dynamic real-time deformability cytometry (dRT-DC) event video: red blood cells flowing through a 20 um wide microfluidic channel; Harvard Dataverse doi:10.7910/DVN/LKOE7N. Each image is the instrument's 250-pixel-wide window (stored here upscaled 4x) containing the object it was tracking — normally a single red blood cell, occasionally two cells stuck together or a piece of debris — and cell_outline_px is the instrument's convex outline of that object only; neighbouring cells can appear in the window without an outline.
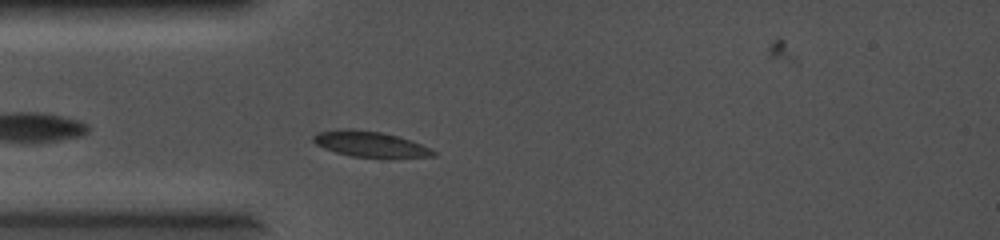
{"species": "common noctule bat (a hibernating species)", "species_latin": "Nyctalus noctula", "temperature_condition": "cold", "stored_images_in_passage": 18, "camera_frame_rate_fps": 5000, "um_per_image_px": 0.085, "animal": {"sex": "female", "body_mass_g": 19.0, "forearm_length_mm": 56.7}, "frame": {"image": 1, "passage_image": 4, "time_ms": 0.6, "image_size_px": [1000, 240], "cell_outline_px": [[436, 156], [352, 156], [336, 152], [324, 148], [316, 144], [312, 140], [312, 136], [320, 132], [348, 128], [352, 128], [380, 132], [400, 136], [432, 148], [436, 152]], "centroid_in_image_um": [31.45, 12.22], "position_along_channel_um": 53.6, "area_um2": 17.46}}
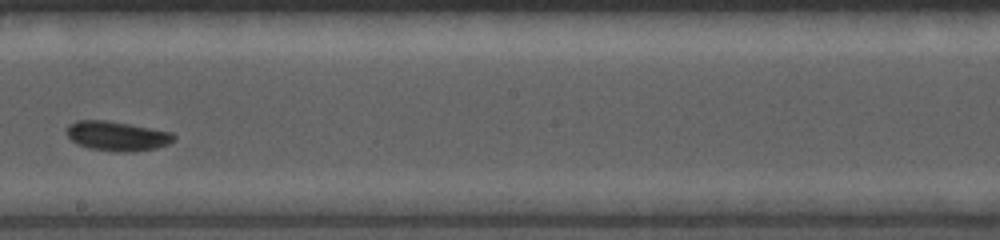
{"frame": {"image": 2, "passage_image": 11, "time_ms": 2.0, "image_size_px": [1000, 240], "cell_outline_px": [[176, 136], [168, 144], [156, 148], [136, 152], [116, 152], [88, 148], [76, 144], [64, 132], [68, 124], [76, 120], [108, 120], [172, 132]], "centroid_in_image_um": [9.91, 11.56], "position_along_channel_um": 238.3, "area_um2": 18.73}}
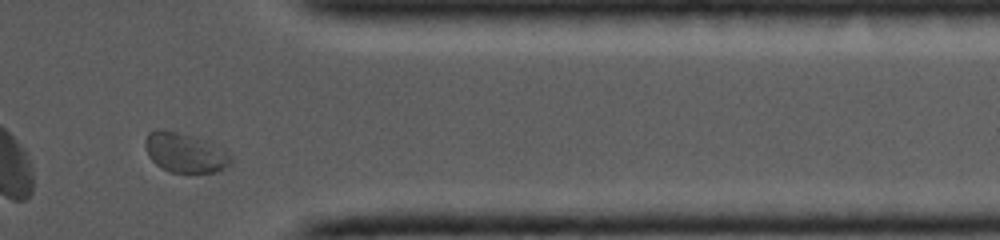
{"frame": {"image": 3, "passage_image": 17, "time_ms": 3.2, "image_size_px": [1000, 240], "cell_outline_px": [[232, 160], [224, 168], [216, 172], [168, 172], [160, 168], [148, 156], [144, 144], [144, 140], [148, 132], [156, 128], [164, 128], [224, 148], [232, 156]], "centroid_in_image_um": [15.66, 12.98], "position_along_channel_um": 395.7, "area_um2": 19.71}}